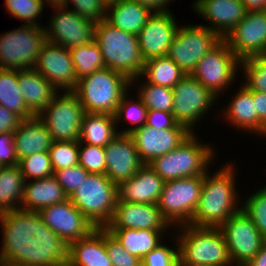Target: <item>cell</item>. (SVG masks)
Returning a JSON list of instances; mask_svg holds the SVG:
<instances>
[{
    "mask_svg": "<svg viewBox=\"0 0 266 266\" xmlns=\"http://www.w3.org/2000/svg\"><path fill=\"white\" fill-rule=\"evenodd\" d=\"M68 197L54 176L25 181L20 209L39 212L53 204L64 202ZM23 204V205H22Z\"/></svg>",
    "mask_w": 266,
    "mask_h": 266,
    "instance_id": "83f0119b",
    "label": "cell"
},
{
    "mask_svg": "<svg viewBox=\"0 0 266 266\" xmlns=\"http://www.w3.org/2000/svg\"><path fill=\"white\" fill-rule=\"evenodd\" d=\"M0 266H12V265H7V264H4V263H0Z\"/></svg>",
    "mask_w": 266,
    "mask_h": 266,
    "instance_id": "91938a15",
    "label": "cell"
},
{
    "mask_svg": "<svg viewBox=\"0 0 266 266\" xmlns=\"http://www.w3.org/2000/svg\"><path fill=\"white\" fill-rule=\"evenodd\" d=\"M60 266H70L68 263H65L64 265H60Z\"/></svg>",
    "mask_w": 266,
    "mask_h": 266,
    "instance_id": "94428289",
    "label": "cell"
},
{
    "mask_svg": "<svg viewBox=\"0 0 266 266\" xmlns=\"http://www.w3.org/2000/svg\"><path fill=\"white\" fill-rule=\"evenodd\" d=\"M69 51L77 79L105 68L100 48L95 40L85 45L70 48Z\"/></svg>",
    "mask_w": 266,
    "mask_h": 266,
    "instance_id": "d590c367",
    "label": "cell"
},
{
    "mask_svg": "<svg viewBox=\"0 0 266 266\" xmlns=\"http://www.w3.org/2000/svg\"><path fill=\"white\" fill-rule=\"evenodd\" d=\"M43 2L46 1L49 2V5L51 4V7H61L65 6L67 4V0H42Z\"/></svg>",
    "mask_w": 266,
    "mask_h": 266,
    "instance_id": "6f0895ef",
    "label": "cell"
},
{
    "mask_svg": "<svg viewBox=\"0 0 266 266\" xmlns=\"http://www.w3.org/2000/svg\"><path fill=\"white\" fill-rule=\"evenodd\" d=\"M21 168L25 181L29 178L42 179L53 176L49 152L33 153L19 160L18 164Z\"/></svg>",
    "mask_w": 266,
    "mask_h": 266,
    "instance_id": "ab89813d",
    "label": "cell"
},
{
    "mask_svg": "<svg viewBox=\"0 0 266 266\" xmlns=\"http://www.w3.org/2000/svg\"><path fill=\"white\" fill-rule=\"evenodd\" d=\"M192 132L184 125L154 129L146 124L129 133L144 164L177 148Z\"/></svg>",
    "mask_w": 266,
    "mask_h": 266,
    "instance_id": "ac0fdd59",
    "label": "cell"
},
{
    "mask_svg": "<svg viewBox=\"0 0 266 266\" xmlns=\"http://www.w3.org/2000/svg\"><path fill=\"white\" fill-rule=\"evenodd\" d=\"M18 86L28 110L37 117L52 98L58 94L57 89L38 71L31 68L18 71Z\"/></svg>",
    "mask_w": 266,
    "mask_h": 266,
    "instance_id": "4316f807",
    "label": "cell"
},
{
    "mask_svg": "<svg viewBox=\"0 0 266 266\" xmlns=\"http://www.w3.org/2000/svg\"><path fill=\"white\" fill-rule=\"evenodd\" d=\"M213 153L211 147L200 144L192 132L177 148L154 158L147 165L165 182L204 176L210 161L214 158Z\"/></svg>",
    "mask_w": 266,
    "mask_h": 266,
    "instance_id": "8992f818",
    "label": "cell"
},
{
    "mask_svg": "<svg viewBox=\"0 0 266 266\" xmlns=\"http://www.w3.org/2000/svg\"><path fill=\"white\" fill-rule=\"evenodd\" d=\"M172 113L178 124L184 125L191 132L197 120L204 115L215 102V95L204 87L192 75H185L173 88Z\"/></svg>",
    "mask_w": 266,
    "mask_h": 266,
    "instance_id": "5bb4252c",
    "label": "cell"
},
{
    "mask_svg": "<svg viewBox=\"0 0 266 266\" xmlns=\"http://www.w3.org/2000/svg\"><path fill=\"white\" fill-rule=\"evenodd\" d=\"M178 123L173 113L167 111L148 110L146 125L154 129L174 128Z\"/></svg>",
    "mask_w": 266,
    "mask_h": 266,
    "instance_id": "f907efd6",
    "label": "cell"
},
{
    "mask_svg": "<svg viewBox=\"0 0 266 266\" xmlns=\"http://www.w3.org/2000/svg\"><path fill=\"white\" fill-rule=\"evenodd\" d=\"M246 266H266V242Z\"/></svg>",
    "mask_w": 266,
    "mask_h": 266,
    "instance_id": "9f6ffc18",
    "label": "cell"
},
{
    "mask_svg": "<svg viewBox=\"0 0 266 266\" xmlns=\"http://www.w3.org/2000/svg\"><path fill=\"white\" fill-rule=\"evenodd\" d=\"M171 11L154 12L138 33V43L144 61L167 56L177 31V24Z\"/></svg>",
    "mask_w": 266,
    "mask_h": 266,
    "instance_id": "ffe728a7",
    "label": "cell"
},
{
    "mask_svg": "<svg viewBox=\"0 0 266 266\" xmlns=\"http://www.w3.org/2000/svg\"><path fill=\"white\" fill-rule=\"evenodd\" d=\"M33 69L42 74L57 90L74 91L78 79L69 49L46 41ZM59 88V89H58Z\"/></svg>",
    "mask_w": 266,
    "mask_h": 266,
    "instance_id": "e0dca14e",
    "label": "cell"
},
{
    "mask_svg": "<svg viewBox=\"0 0 266 266\" xmlns=\"http://www.w3.org/2000/svg\"><path fill=\"white\" fill-rule=\"evenodd\" d=\"M226 165L213 174H204V181L196 211L190 225L199 227H220L228 218L238 212L236 202L234 168Z\"/></svg>",
    "mask_w": 266,
    "mask_h": 266,
    "instance_id": "7a4b0ae2",
    "label": "cell"
},
{
    "mask_svg": "<svg viewBox=\"0 0 266 266\" xmlns=\"http://www.w3.org/2000/svg\"><path fill=\"white\" fill-rule=\"evenodd\" d=\"M53 143L51 133L38 117L22 120L14 131V147L18 160L33 153L49 151Z\"/></svg>",
    "mask_w": 266,
    "mask_h": 266,
    "instance_id": "484cf974",
    "label": "cell"
},
{
    "mask_svg": "<svg viewBox=\"0 0 266 266\" xmlns=\"http://www.w3.org/2000/svg\"><path fill=\"white\" fill-rule=\"evenodd\" d=\"M79 165L88 173L106 174V158L103 147L79 142Z\"/></svg>",
    "mask_w": 266,
    "mask_h": 266,
    "instance_id": "ee69618b",
    "label": "cell"
},
{
    "mask_svg": "<svg viewBox=\"0 0 266 266\" xmlns=\"http://www.w3.org/2000/svg\"><path fill=\"white\" fill-rule=\"evenodd\" d=\"M19 160L15 154L14 132L0 133V165L16 166Z\"/></svg>",
    "mask_w": 266,
    "mask_h": 266,
    "instance_id": "681fc988",
    "label": "cell"
},
{
    "mask_svg": "<svg viewBox=\"0 0 266 266\" xmlns=\"http://www.w3.org/2000/svg\"><path fill=\"white\" fill-rule=\"evenodd\" d=\"M224 40L240 60L266 55V11H247Z\"/></svg>",
    "mask_w": 266,
    "mask_h": 266,
    "instance_id": "2e32d148",
    "label": "cell"
},
{
    "mask_svg": "<svg viewBox=\"0 0 266 266\" xmlns=\"http://www.w3.org/2000/svg\"><path fill=\"white\" fill-rule=\"evenodd\" d=\"M102 1L105 3L106 6H108V5L116 2L117 0H102Z\"/></svg>",
    "mask_w": 266,
    "mask_h": 266,
    "instance_id": "680465c9",
    "label": "cell"
},
{
    "mask_svg": "<svg viewBox=\"0 0 266 266\" xmlns=\"http://www.w3.org/2000/svg\"><path fill=\"white\" fill-rule=\"evenodd\" d=\"M70 266H113L105 249V228H95L86 237L69 243Z\"/></svg>",
    "mask_w": 266,
    "mask_h": 266,
    "instance_id": "d4e9b609",
    "label": "cell"
},
{
    "mask_svg": "<svg viewBox=\"0 0 266 266\" xmlns=\"http://www.w3.org/2000/svg\"><path fill=\"white\" fill-rule=\"evenodd\" d=\"M193 6L199 15L213 24L208 28L221 39L226 38L247 12L241 0H197Z\"/></svg>",
    "mask_w": 266,
    "mask_h": 266,
    "instance_id": "603a6c76",
    "label": "cell"
},
{
    "mask_svg": "<svg viewBox=\"0 0 266 266\" xmlns=\"http://www.w3.org/2000/svg\"><path fill=\"white\" fill-rule=\"evenodd\" d=\"M105 249L113 266H142L141 259L129 254L107 229H105Z\"/></svg>",
    "mask_w": 266,
    "mask_h": 266,
    "instance_id": "f6af8a7d",
    "label": "cell"
},
{
    "mask_svg": "<svg viewBox=\"0 0 266 266\" xmlns=\"http://www.w3.org/2000/svg\"><path fill=\"white\" fill-rule=\"evenodd\" d=\"M138 92L144 105L148 110H158L172 112L173 109V92L171 88L151 84L145 81Z\"/></svg>",
    "mask_w": 266,
    "mask_h": 266,
    "instance_id": "8d00e7d4",
    "label": "cell"
},
{
    "mask_svg": "<svg viewBox=\"0 0 266 266\" xmlns=\"http://www.w3.org/2000/svg\"><path fill=\"white\" fill-rule=\"evenodd\" d=\"M168 222L157 204H138L118 201L105 229L166 230Z\"/></svg>",
    "mask_w": 266,
    "mask_h": 266,
    "instance_id": "7402d4cb",
    "label": "cell"
},
{
    "mask_svg": "<svg viewBox=\"0 0 266 266\" xmlns=\"http://www.w3.org/2000/svg\"><path fill=\"white\" fill-rule=\"evenodd\" d=\"M253 102L258 113V133L266 134V93L253 92Z\"/></svg>",
    "mask_w": 266,
    "mask_h": 266,
    "instance_id": "816d5d0a",
    "label": "cell"
},
{
    "mask_svg": "<svg viewBox=\"0 0 266 266\" xmlns=\"http://www.w3.org/2000/svg\"><path fill=\"white\" fill-rule=\"evenodd\" d=\"M246 75L245 84L247 89L253 92L266 93V55H256L241 60Z\"/></svg>",
    "mask_w": 266,
    "mask_h": 266,
    "instance_id": "74e56055",
    "label": "cell"
},
{
    "mask_svg": "<svg viewBox=\"0 0 266 266\" xmlns=\"http://www.w3.org/2000/svg\"><path fill=\"white\" fill-rule=\"evenodd\" d=\"M131 81L105 67L78 79L74 93L87 113L114 115Z\"/></svg>",
    "mask_w": 266,
    "mask_h": 266,
    "instance_id": "5b68a950",
    "label": "cell"
},
{
    "mask_svg": "<svg viewBox=\"0 0 266 266\" xmlns=\"http://www.w3.org/2000/svg\"><path fill=\"white\" fill-rule=\"evenodd\" d=\"M48 152L54 171L79 164V141H54Z\"/></svg>",
    "mask_w": 266,
    "mask_h": 266,
    "instance_id": "60d3db41",
    "label": "cell"
},
{
    "mask_svg": "<svg viewBox=\"0 0 266 266\" xmlns=\"http://www.w3.org/2000/svg\"><path fill=\"white\" fill-rule=\"evenodd\" d=\"M165 181L147 164L129 180L117 185L118 201L157 204Z\"/></svg>",
    "mask_w": 266,
    "mask_h": 266,
    "instance_id": "cb8c5ba5",
    "label": "cell"
},
{
    "mask_svg": "<svg viewBox=\"0 0 266 266\" xmlns=\"http://www.w3.org/2000/svg\"><path fill=\"white\" fill-rule=\"evenodd\" d=\"M23 25L0 36V69L28 70L36 63L47 41L45 28Z\"/></svg>",
    "mask_w": 266,
    "mask_h": 266,
    "instance_id": "ba28073f",
    "label": "cell"
},
{
    "mask_svg": "<svg viewBox=\"0 0 266 266\" xmlns=\"http://www.w3.org/2000/svg\"><path fill=\"white\" fill-rule=\"evenodd\" d=\"M203 181L204 176H194L164 183L157 206L169 225L191 224L199 203Z\"/></svg>",
    "mask_w": 266,
    "mask_h": 266,
    "instance_id": "9c48e42d",
    "label": "cell"
},
{
    "mask_svg": "<svg viewBox=\"0 0 266 266\" xmlns=\"http://www.w3.org/2000/svg\"><path fill=\"white\" fill-rule=\"evenodd\" d=\"M46 3L42 0H5V6L9 14L21 21H25L26 25L40 26L36 18L42 14Z\"/></svg>",
    "mask_w": 266,
    "mask_h": 266,
    "instance_id": "b9f144b4",
    "label": "cell"
},
{
    "mask_svg": "<svg viewBox=\"0 0 266 266\" xmlns=\"http://www.w3.org/2000/svg\"><path fill=\"white\" fill-rule=\"evenodd\" d=\"M222 39L207 26L187 25L177 28L167 56L185 73L191 75L199 60Z\"/></svg>",
    "mask_w": 266,
    "mask_h": 266,
    "instance_id": "8fae6325",
    "label": "cell"
},
{
    "mask_svg": "<svg viewBox=\"0 0 266 266\" xmlns=\"http://www.w3.org/2000/svg\"><path fill=\"white\" fill-rule=\"evenodd\" d=\"M259 190L251 196L249 195L246 203L242 206V210L266 239V187Z\"/></svg>",
    "mask_w": 266,
    "mask_h": 266,
    "instance_id": "7bdbcfd3",
    "label": "cell"
},
{
    "mask_svg": "<svg viewBox=\"0 0 266 266\" xmlns=\"http://www.w3.org/2000/svg\"><path fill=\"white\" fill-rule=\"evenodd\" d=\"M54 8L57 13L50 20L51 25L48 28L50 30L45 29L48 42L70 49L94 41L96 27L94 21L79 16L65 6Z\"/></svg>",
    "mask_w": 266,
    "mask_h": 266,
    "instance_id": "9a60e30c",
    "label": "cell"
},
{
    "mask_svg": "<svg viewBox=\"0 0 266 266\" xmlns=\"http://www.w3.org/2000/svg\"><path fill=\"white\" fill-rule=\"evenodd\" d=\"M129 253L143 259L161 242L160 235L164 230L147 229H107Z\"/></svg>",
    "mask_w": 266,
    "mask_h": 266,
    "instance_id": "4dcf8cb0",
    "label": "cell"
},
{
    "mask_svg": "<svg viewBox=\"0 0 266 266\" xmlns=\"http://www.w3.org/2000/svg\"><path fill=\"white\" fill-rule=\"evenodd\" d=\"M88 172L81 166H71L68 168L54 171L53 176L62 186L64 193L69 198L74 191L79 188V185L85 181Z\"/></svg>",
    "mask_w": 266,
    "mask_h": 266,
    "instance_id": "bcb514c9",
    "label": "cell"
},
{
    "mask_svg": "<svg viewBox=\"0 0 266 266\" xmlns=\"http://www.w3.org/2000/svg\"><path fill=\"white\" fill-rule=\"evenodd\" d=\"M246 11H266V0H241Z\"/></svg>",
    "mask_w": 266,
    "mask_h": 266,
    "instance_id": "11a10c76",
    "label": "cell"
},
{
    "mask_svg": "<svg viewBox=\"0 0 266 266\" xmlns=\"http://www.w3.org/2000/svg\"><path fill=\"white\" fill-rule=\"evenodd\" d=\"M142 266H178L179 252L166 245L159 244L150 251L142 260Z\"/></svg>",
    "mask_w": 266,
    "mask_h": 266,
    "instance_id": "c3c4849f",
    "label": "cell"
},
{
    "mask_svg": "<svg viewBox=\"0 0 266 266\" xmlns=\"http://www.w3.org/2000/svg\"><path fill=\"white\" fill-rule=\"evenodd\" d=\"M68 199L96 228H105L117 204V184L106 174L89 173Z\"/></svg>",
    "mask_w": 266,
    "mask_h": 266,
    "instance_id": "52a82bcc",
    "label": "cell"
},
{
    "mask_svg": "<svg viewBox=\"0 0 266 266\" xmlns=\"http://www.w3.org/2000/svg\"><path fill=\"white\" fill-rule=\"evenodd\" d=\"M104 151L106 176L117 185L131 179L144 165L129 134H118Z\"/></svg>",
    "mask_w": 266,
    "mask_h": 266,
    "instance_id": "44dd1931",
    "label": "cell"
},
{
    "mask_svg": "<svg viewBox=\"0 0 266 266\" xmlns=\"http://www.w3.org/2000/svg\"><path fill=\"white\" fill-rule=\"evenodd\" d=\"M94 40L100 48L105 67L126 76L131 85L141 77L145 61L137 35L116 28L103 19L96 23Z\"/></svg>",
    "mask_w": 266,
    "mask_h": 266,
    "instance_id": "3957f363",
    "label": "cell"
},
{
    "mask_svg": "<svg viewBox=\"0 0 266 266\" xmlns=\"http://www.w3.org/2000/svg\"><path fill=\"white\" fill-rule=\"evenodd\" d=\"M78 96L73 91L55 95L37 116L48 128L54 141H79L85 115Z\"/></svg>",
    "mask_w": 266,
    "mask_h": 266,
    "instance_id": "30bf717a",
    "label": "cell"
},
{
    "mask_svg": "<svg viewBox=\"0 0 266 266\" xmlns=\"http://www.w3.org/2000/svg\"><path fill=\"white\" fill-rule=\"evenodd\" d=\"M141 76H146L148 83L172 89L185 73L171 58L161 56L145 61Z\"/></svg>",
    "mask_w": 266,
    "mask_h": 266,
    "instance_id": "e575fe53",
    "label": "cell"
},
{
    "mask_svg": "<svg viewBox=\"0 0 266 266\" xmlns=\"http://www.w3.org/2000/svg\"><path fill=\"white\" fill-rule=\"evenodd\" d=\"M0 105L13 111L22 120L35 116L28 110L18 86V71L0 69Z\"/></svg>",
    "mask_w": 266,
    "mask_h": 266,
    "instance_id": "836d02e7",
    "label": "cell"
},
{
    "mask_svg": "<svg viewBox=\"0 0 266 266\" xmlns=\"http://www.w3.org/2000/svg\"><path fill=\"white\" fill-rule=\"evenodd\" d=\"M126 95L127 92L123 95L114 114L115 122L119 123L122 118H126L128 121H130L132 124H135L136 126L128 129L126 128V130L118 132L119 134H129L133 130L145 125L147 121L148 109L142 102L141 98L138 96V101L133 100L134 103H128Z\"/></svg>",
    "mask_w": 266,
    "mask_h": 266,
    "instance_id": "f35d334b",
    "label": "cell"
},
{
    "mask_svg": "<svg viewBox=\"0 0 266 266\" xmlns=\"http://www.w3.org/2000/svg\"><path fill=\"white\" fill-rule=\"evenodd\" d=\"M38 213L43 222L68 244L86 237L96 228L69 199L45 207Z\"/></svg>",
    "mask_w": 266,
    "mask_h": 266,
    "instance_id": "d6986e66",
    "label": "cell"
},
{
    "mask_svg": "<svg viewBox=\"0 0 266 266\" xmlns=\"http://www.w3.org/2000/svg\"><path fill=\"white\" fill-rule=\"evenodd\" d=\"M107 10L105 20L109 24L134 35H138L153 14L149 8L131 0H117Z\"/></svg>",
    "mask_w": 266,
    "mask_h": 266,
    "instance_id": "f1b7e54d",
    "label": "cell"
},
{
    "mask_svg": "<svg viewBox=\"0 0 266 266\" xmlns=\"http://www.w3.org/2000/svg\"><path fill=\"white\" fill-rule=\"evenodd\" d=\"M135 1L141 6L149 8L153 13L154 12H167L169 9L167 5L171 0H131Z\"/></svg>",
    "mask_w": 266,
    "mask_h": 266,
    "instance_id": "db71d44e",
    "label": "cell"
},
{
    "mask_svg": "<svg viewBox=\"0 0 266 266\" xmlns=\"http://www.w3.org/2000/svg\"><path fill=\"white\" fill-rule=\"evenodd\" d=\"M25 179L19 165L0 168V214L20 209ZM19 203L17 206L16 204Z\"/></svg>",
    "mask_w": 266,
    "mask_h": 266,
    "instance_id": "d6a6232c",
    "label": "cell"
},
{
    "mask_svg": "<svg viewBox=\"0 0 266 266\" xmlns=\"http://www.w3.org/2000/svg\"><path fill=\"white\" fill-rule=\"evenodd\" d=\"M232 264L246 266L260 251L266 239L249 216L240 209L220 227Z\"/></svg>",
    "mask_w": 266,
    "mask_h": 266,
    "instance_id": "7c38bea8",
    "label": "cell"
},
{
    "mask_svg": "<svg viewBox=\"0 0 266 266\" xmlns=\"http://www.w3.org/2000/svg\"><path fill=\"white\" fill-rule=\"evenodd\" d=\"M3 243L0 263L12 266H60L69 244L56 235L38 212L16 209L0 214Z\"/></svg>",
    "mask_w": 266,
    "mask_h": 266,
    "instance_id": "6da1fadb",
    "label": "cell"
},
{
    "mask_svg": "<svg viewBox=\"0 0 266 266\" xmlns=\"http://www.w3.org/2000/svg\"><path fill=\"white\" fill-rule=\"evenodd\" d=\"M181 231L182 235L177 236L180 265L231 266L228 248L219 227L183 225Z\"/></svg>",
    "mask_w": 266,
    "mask_h": 266,
    "instance_id": "277c9868",
    "label": "cell"
},
{
    "mask_svg": "<svg viewBox=\"0 0 266 266\" xmlns=\"http://www.w3.org/2000/svg\"><path fill=\"white\" fill-rule=\"evenodd\" d=\"M240 62L227 42L222 39L199 60L191 75L217 97L233 82Z\"/></svg>",
    "mask_w": 266,
    "mask_h": 266,
    "instance_id": "4fadbf2b",
    "label": "cell"
},
{
    "mask_svg": "<svg viewBox=\"0 0 266 266\" xmlns=\"http://www.w3.org/2000/svg\"><path fill=\"white\" fill-rule=\"evenodd\" d=\"M22 119L13 111L0 105V133L14 132Z\"/></svg>",
    "mask_w": 266,
    "mask_h": 266,
    "instance_id": "f5cc1de1",
    "label": "cell"
},
{
    "mask_svg": "<svg viewBox=\"0 0 266 266\" xmlns=\"http://www.w3.org/2000/svg\"><path fill=\"white\" fill-rule=\"evenodd\" d=\"M68 2L73 4V11L88 20L95 23L101 22L106 17L107 6L102 0H67L65 7H68Z\"/></svg>",
    "mask_w": 266,
    "mask_h": 266,
    "instance_id": "7dc6e473",
    "label": "cell"
},
{
    "mask_svg": "<svg viewBox=\"0 0 266 266\" xmlns=\"http://www.w3.org/2000/svg\"><path fill=\"white\" fill-rule=\"evenodd\" d=\"M232 102L226 108V119L239 129L249 130L258 134V113L253 102V91L244 85L240 88Z\"/></svg>",
    "mask_w": 266,
    "mask_h": 266,
    "instance_id": "1f68e13d",
    "label": "cell"
},
{
    "mask_svg": "<svg viewBox=\"0 0 266 266\" xmlns=\"http://www.w3.org/2000/svg\"><path fill=\"white\" fill-rule=\"evenodd\" d=\"M116 125L112 114L86 112L81 125L79 142L105 148L119 134V131H115Z\"/></svg>",
    "mask_w": 266,
    "mask_h": 266,
    "instance_id": "f546056e",
    "label": "cell"
}]
</instances>
